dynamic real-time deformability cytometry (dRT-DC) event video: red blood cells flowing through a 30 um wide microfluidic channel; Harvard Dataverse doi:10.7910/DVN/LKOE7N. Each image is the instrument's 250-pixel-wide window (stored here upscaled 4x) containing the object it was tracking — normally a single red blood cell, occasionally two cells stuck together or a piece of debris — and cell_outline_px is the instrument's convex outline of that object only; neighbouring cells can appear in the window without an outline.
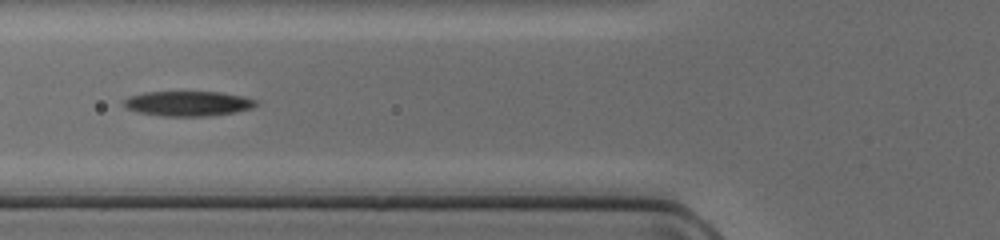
{"species": "common noctule bat (a hibernating species)", "species_latin": "Nyctalus noctula", "temperature_condition": "cold", "stored_images_in_passage": 41, "camera_frame_rate_fps": 3000, "um_per_image_px": 0.085, "animal": {"sex": "female", "body_mass_g": 17.0, "forearm_length_mm": 48.0}, "frame": {"image": 1, "passage_image": 16, "time_ms": 5.0, "image_size_px": [1000, 240], "cell_outline_px": [[260, 104], [252, 108], [236, 112], [208, 116], [164, 116], [140, 112], [128, 108], [124, 104], [124, 100], [128, 96], [144, 92], [220, 92], [244, 96], [256, 100]], "centroid_in_image_um": [16.04, 8.79], "position_along_channel_um": 109.8, "area_um2": 19.19}}
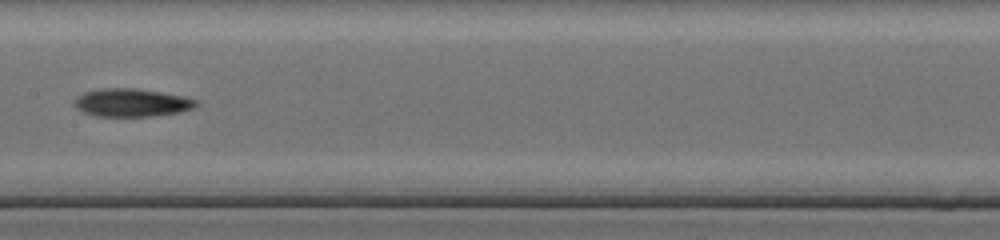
{"frame": {"image": 2, "passage_image": 22, "time_ms": 7.0, "image_size_px": [1000, 240], "cell_outline_px": [[200, 104], [192, 108], [180, 112], [152, 116], [96, 116], [84, 112], [76, 108], [76, 96], [84, 92], [104, 88], [132, 88], [160, 92], [184, 96], [196, 100]], "centroid_in_image_um": [11.21, 8.72], "position_along_channel_um": 196.2, "area_um2": 19.71}}
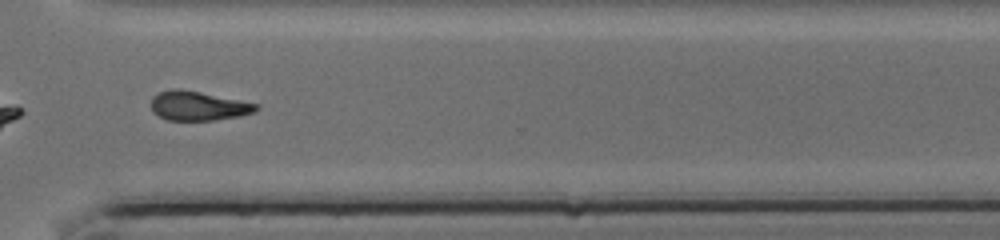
{"frame": {"image": 3, "passage_image": 33, "time_ms": 10.667, "image_size_px": [1000, 240], "cell_outline_px": [[260, 108], [256, 112], [240, 116], [212, 120], [168, 120], [152, 112], [152, 96], [160, 92], [172, 88], [180, 88], [260, 104]], "centroid_in_image_um": [16.88, 8.99], "position_along_channel_um": 353.7, "area_um2": 17.98}}